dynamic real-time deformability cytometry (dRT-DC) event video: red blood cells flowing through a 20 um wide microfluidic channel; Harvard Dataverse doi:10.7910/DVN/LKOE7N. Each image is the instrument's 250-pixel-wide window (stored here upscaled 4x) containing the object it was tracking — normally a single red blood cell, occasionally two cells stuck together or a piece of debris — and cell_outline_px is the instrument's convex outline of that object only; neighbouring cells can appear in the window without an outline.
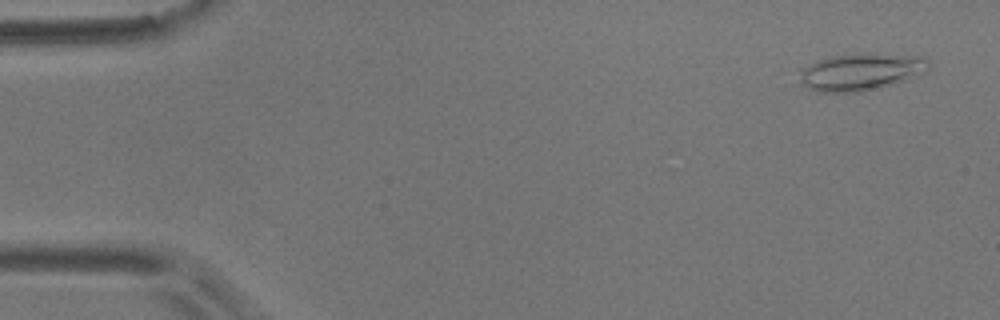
{"species": "common noctule bat (a hibernating species)", "species_latin": "Nyctalus noctula", "temperature_condition": "room temperature", "stored_images_in_passage": 5, "camera_frame_rate_fps": 3000, "um_per_image_px": 0.085, "animal": {"sex": "male", "body_mass_g": 17.9}, "frame": {"image": 1, "passage_image": 1, "time_ms": 0.0, "image_size_px": [1000, 320], "cell_outline_px": [[932, 64], [928, 72], [908, 80], [860, 92], [824, 92], [800, 84], [800, 68], [820, 60], [832, 56], [868, 52], [924, 56]], "centroid_in_image_um": [73.28, 6.08], "position_along_channel_um": 11.7, "area_um2": 28.32}}
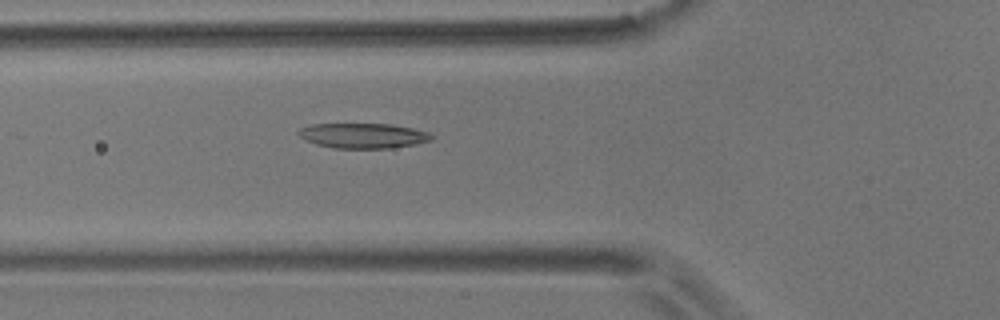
{"frame": {"image": 2, "passage_image": 5, "time_ms": 1.333, "image_size_px": [1000, 320], "cell_outline_px": [[432, 140], [392, 148], [336, 148], [316, 144], [300, 136], [296, 132], [300, 128], [312, 124], [392, 124], [412, 128], [428, 132], [432, 136]], "centroid_in_image_um": [30.85, 11.52], "position_along_channel_um": 94.9, "area_um2": 19.19}}